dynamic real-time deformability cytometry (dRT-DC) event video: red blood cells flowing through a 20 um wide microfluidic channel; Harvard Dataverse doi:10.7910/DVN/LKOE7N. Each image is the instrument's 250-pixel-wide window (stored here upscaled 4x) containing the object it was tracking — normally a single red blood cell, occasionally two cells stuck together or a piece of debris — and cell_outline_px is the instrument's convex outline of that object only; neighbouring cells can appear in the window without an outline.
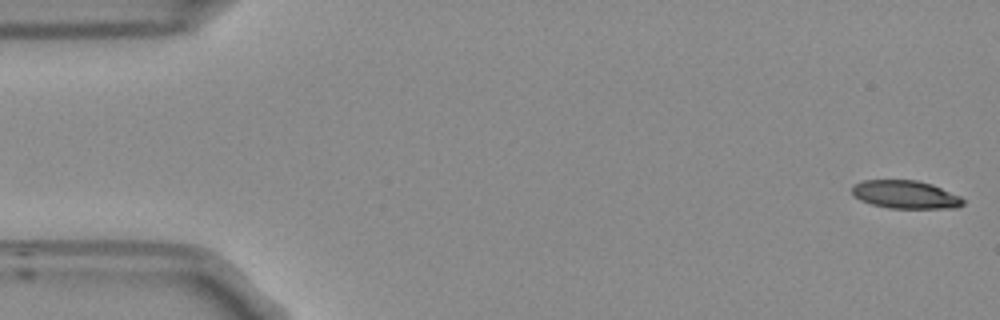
{"species": "Egyptian fruit bat (a non-hibernating species)", "species_latin": "Rousettus aegyptiacus", "temperature_condition": "room temperature", "stored_images_in_passage": 54, "camera_frame_rate_fps": 3000, "um_per_image_px": 0.085, "frame": {"image": 1, "passage_image": 1, "time_ms": 0.0, "image_size_px": [1000, 320], "cell_outline_px": [[964, 204], [956, 208], [888, 208], [872, 204], [860, 200], [852, 196], [852, 184], [864, 180], [916, 180], [932, 184], [960, 196], [964, 200]], "centroid_in_image_um": [76.94, 16.53], "position_along_channel_um": 8.1, "area_um2": 18.26}}
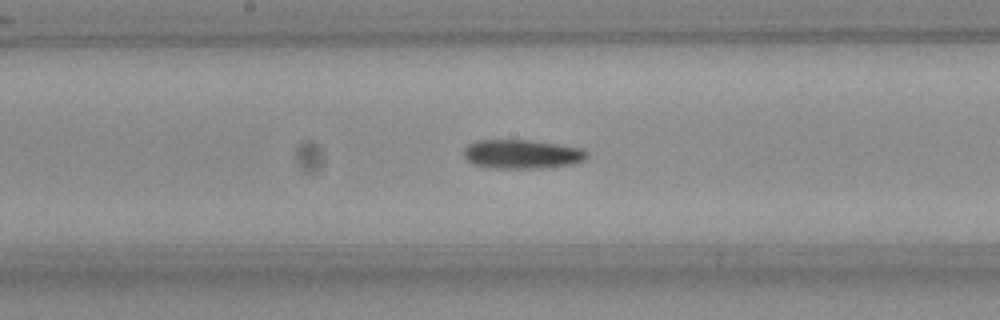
{"frame": {"image": 2, "passage_image": 27, "time_ms": 8.667, "image_size_px": [1000, 320], "cell_outline_px": [[588, 156], [584, 160], [572, 164], [540, 168], [488, 168], [472, 164], [464, 156], [464, 148], [468, 144], [476, 140], [528, 140], [556, 144], [580, 148], [588, 152]], "centroid_in_image_um": [44.33, 13.1], "position_along_channel_um": 203.9, "area_um2": 20.81}}
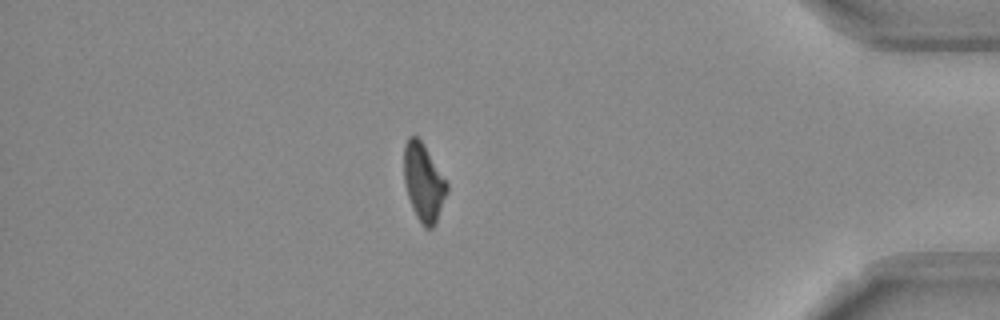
{"frame": {"image": 3, "passage_image": 46, "time_ms": 15.0, "image_size_px": [1000, 320], "cell_outline_px": [[448, 192], [436, 220], [432, 228], [424, 228], [416, 216], [412, 208], [404, 184], [404, 144], [408, 136], [416, 136], [420, 140], [448, 184]], "centroid_in_image_um": [35.98, 15.51], "position_along_channel_um": 399.2, "area_um2": 19.13}}